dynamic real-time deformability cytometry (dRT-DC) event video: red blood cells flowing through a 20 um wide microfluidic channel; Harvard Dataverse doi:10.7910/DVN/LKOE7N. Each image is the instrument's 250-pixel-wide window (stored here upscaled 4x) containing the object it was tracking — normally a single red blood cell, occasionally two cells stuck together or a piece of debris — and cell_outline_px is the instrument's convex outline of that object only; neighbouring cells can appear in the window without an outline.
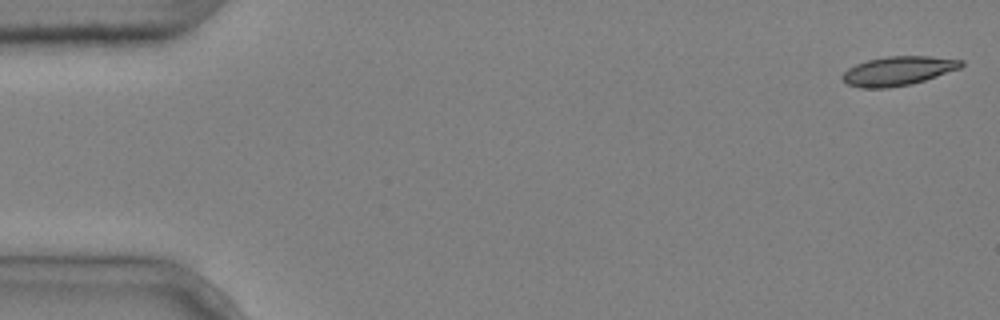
{"species": "common noctule bat (a hibernating species)", "species_latin": "Nyctalus noctula", "temperature_condition": "cold", "stored_images_in_passage": 5, "camera_frame_rate_fps": 3000, "um_per_image_px": 0.085, "animal": {"sex": "male", "body_mass_g": 20.4}, "frame": {"image": 1, "passage_image": 1, "time_ms": 0.0, "image_size_px": [1000, 320], "cell_outline_px": [[964, 64], [960, 68], [912, 84], [888, 88], [860, 88], [848, 84], [840, 76], [848, 68], [856, 64], [868, 60], [888, 56], [928, 56], [964, 60]], "centroid_in_image_um": [76.33, 6.03], "position_along_channel_um": 8.7, "area_um2": 20.06}}
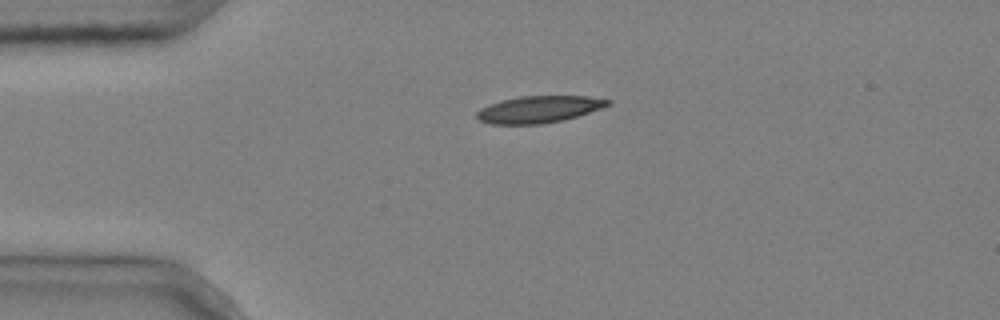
{"frame": {"image": 2, "passage_image": 4, "time_ms": 1.0, "image_size_px": [1000, 320], "cell_outline_px": [[612, 104], [564, 120], [540, 124], [492, 124], [480, 120], [476, 116], [476, 112], [480, 108], [488, 104], [500, 100], [520, 96], [588, 96], [612, 100]], "centroid_in_image_um": [45.79, 9.28], "position_along_channel_um": 39.2, "area_um2": 20.52}}